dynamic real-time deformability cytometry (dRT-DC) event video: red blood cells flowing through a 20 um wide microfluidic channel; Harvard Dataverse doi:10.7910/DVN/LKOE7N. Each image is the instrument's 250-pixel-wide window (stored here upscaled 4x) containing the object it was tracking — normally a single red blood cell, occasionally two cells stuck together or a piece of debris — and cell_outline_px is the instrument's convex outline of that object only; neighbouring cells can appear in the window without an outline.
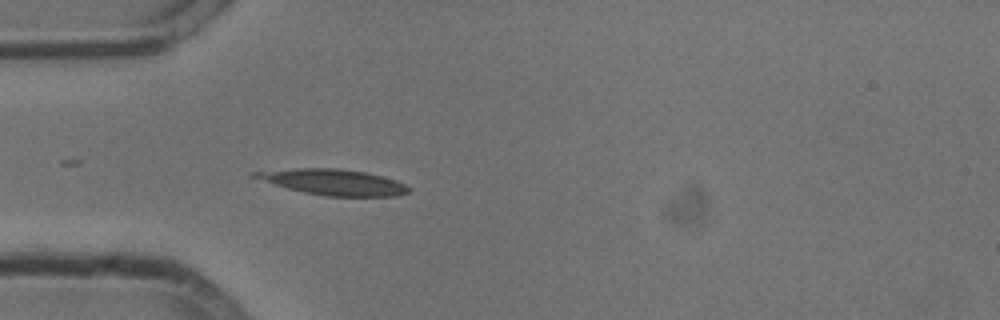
{"species": "common noctule bat (a hibernating species)", "species_latin": "Nyctalus noctula", "temperature_condition": "cold", "stored_images_in_passage": 12, "camera_frame_rate_fps": 3000, "um_per_image_px": 0.085, "animal": {"sex": "male", "body_mass_g": 13.3}, "frame": {"image": 1, "passage_image": 1, "time_ms": 0.0, "image_size_px": [1000, 320], "cell_outline_px": [[412, 188], [408, 192], [396, 196], [324, 196], [304, 192], [288, 188], [248, 176], [252, 172], [300, 168], [336, 168], [364, 172], [396, 180]], "centroid_in_image_um": [28.34, 15.48], "position_along_channel_um": 56.7, "area_um2": 22.83}}
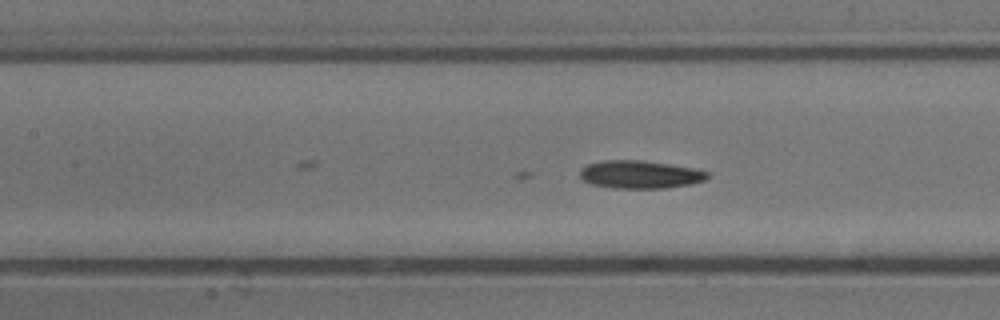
{"frame": {"image": 2, "passage_image": 9, "time_ms": 2.667, "image_size_px": [1000, 320], "cell_outline_px": [[708, 176], [704, 180], [688, 184], [664, 188], [616, 188], [592, 184], [584, 180], [580, 176], [580, 172], [588, 164], [604, 160], [640, 160], [696, 168], [708, 172]], "centroid_in_image_um": [54.41, 14.82], "position_along_channel_um": 153.0, "area_um2": 20.4}}